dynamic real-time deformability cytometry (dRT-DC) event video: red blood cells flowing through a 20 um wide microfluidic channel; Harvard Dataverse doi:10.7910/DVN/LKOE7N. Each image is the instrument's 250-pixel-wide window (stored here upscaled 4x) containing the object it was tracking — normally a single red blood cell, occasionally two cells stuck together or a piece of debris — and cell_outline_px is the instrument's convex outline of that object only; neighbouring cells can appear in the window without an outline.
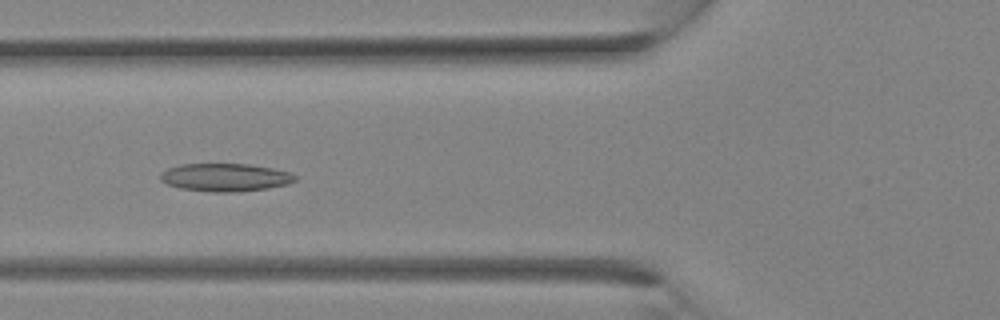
{"species": "Egyptian fruit bat (a non-hibernating species)", "species_latin": "Rousettus aegyptiacus", "temperature_condition": "room temperature", "stored_images_in_passage": 11, "camera_frame_rate_fps": 3000, "um_per_image_px": 0.085, "animal": {"sex": "female"}, "frame": {"image": 1, "passage_image": 4, "time_ms": 1.0, "image_size_px": [1000, 320], "cell_outline_px": [[296, 180], [288, 184], [268, 188], [236, 192], [212, 192], [180, 188], [168, 184], [160, 180], [160, 172], [168, 168], [180, 164], [248, 164], [272, 168], [288, 172], [296, 176]], "centroid_in_image_um": [19.12, 15.08], "position_along_channel_um": 106.7, "area_um2": 21.91}}
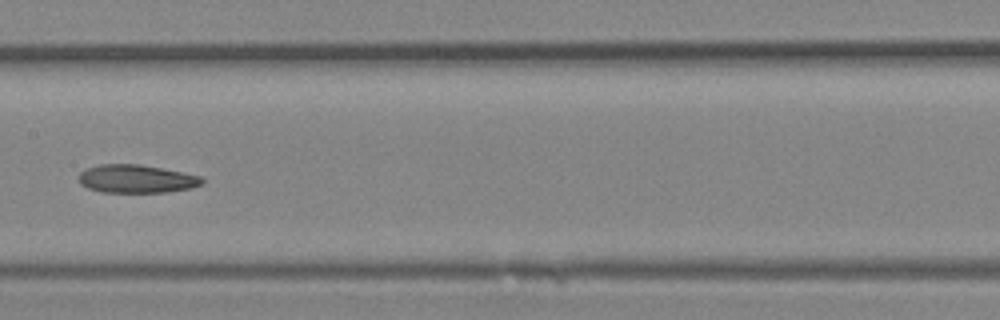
{"frame": {"image": 2, "passage_image": 8, "time_ms": 2.333, "image_size_px": [1000, 320], "cell_outline_px": [[204, 184], [192, 188], [168, 192], [100, 192], [88, 188], [80, 184], [80, 172], [84, 168], [100, 164], [140, 164], [184, 172], [200, 176], [204, 180]], "centroid_in_image_um": [11.61, 15.2], "position_along_channel_um": 195.8, "area_um2": 20.46}}
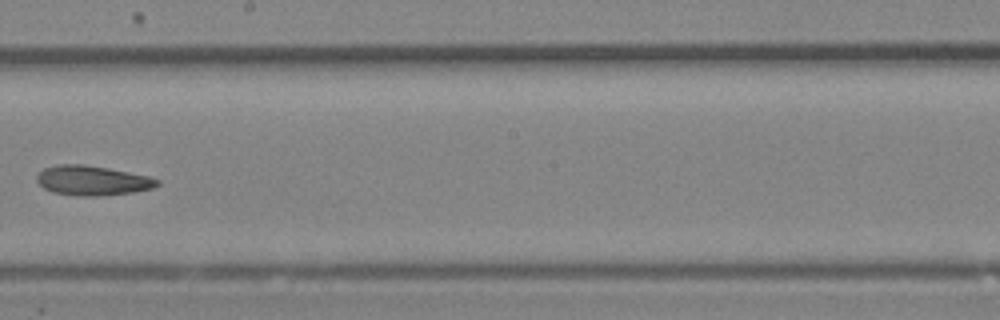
{"frame": {"image": 3, "passage_image": 10, "time_ms": 3.0, "image_size_px": [1000, 320], "cell_outline_px": [[160, 184], [152, 188], [132, 192], [100, 196], [76, 196], [52, 192], [44, 188], [36, 180], [36, 176], [44, 168], [56, 164], [84, 164], [108, 168], [148, 176], [160, 180]], "centroid_in_image_um": [7.83, 15.34], "position_along_channel_um": 240.4, "area_um2": 20.87}}